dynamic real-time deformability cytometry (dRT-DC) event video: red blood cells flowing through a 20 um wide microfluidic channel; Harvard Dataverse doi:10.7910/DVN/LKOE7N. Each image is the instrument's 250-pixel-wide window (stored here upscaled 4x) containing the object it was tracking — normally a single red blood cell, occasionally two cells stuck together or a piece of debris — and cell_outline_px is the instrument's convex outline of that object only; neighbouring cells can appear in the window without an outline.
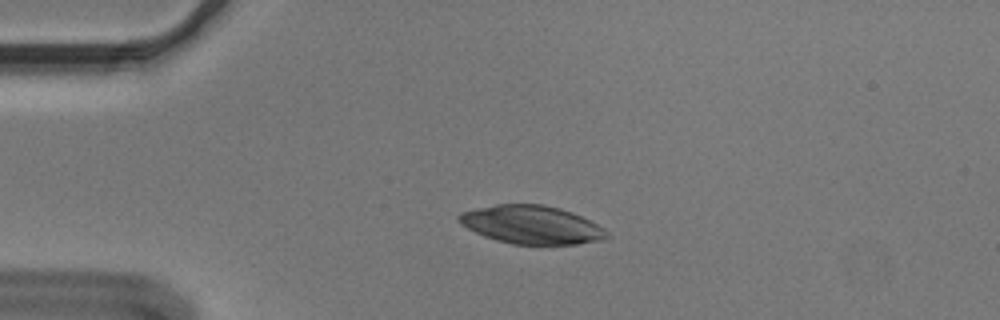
{"species": "Egyptian fruit bat (a non-hibernating species)", "species_latin": "Rousettus aegyptiacus", "temperature_condition": "cold", "stored_images_in_passage": 43, "camera_frame_rate_fps": 3000, "um_per_image_px": 0.085, "animal": {"sex": "male"}, "frame": {"image": 1, "passage_image": 1, "time_ms": 0.0, "image_size_px": [1000, 320], "cell_outline_px": [[612, 236], [600, 240], [576, 244], [512, 244], [496, 240], [484, 236], [460, 224], [456, 220], [456, 216], [460, 212], [496, 204], [544, 204], [560, 208], [572, 212], [604, 228]], "centroid_in_image_um": [45.16, 19.1], "position_along_channel_um": 39.8, "area_um2": 33.0}}
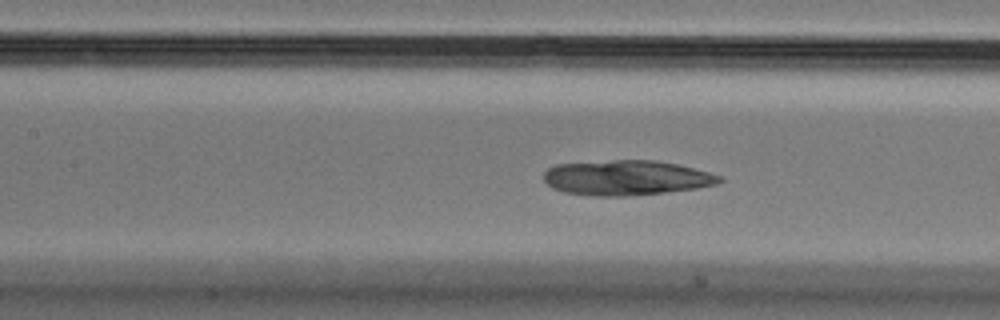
{"frame": {"image": 2, "passage_image": 13, "time_ms": 4.0, "image_size_px": [1000, 320], "cell_outline_px": [[724, 180], [716, 184], [696, 188], [664, 192], [628, 196], [592, 196], [564, 192], [552, 188], [544, 180], [544, 172], [548, 168], [556, 164], [612, 160], [656, 160], [676, 164], [708, 172], [720, 176]], "centroid_in_image_um": [53.2, 15.11], "position_along_channel_um": 154.2, "area_um2": 35.72}}
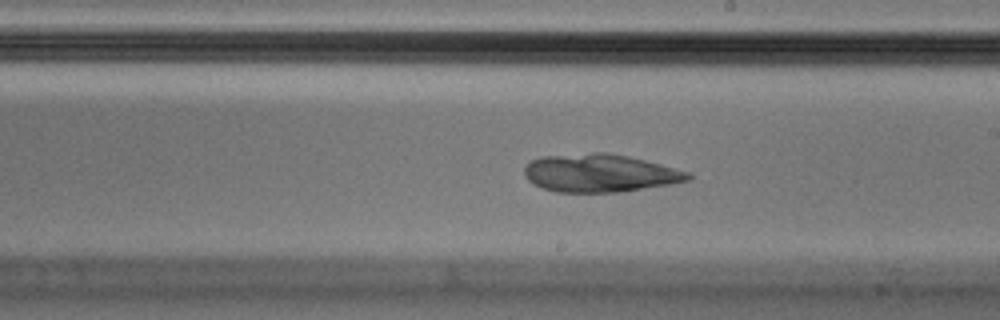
{"frame": {"image": 3, "passage_image": 20, "time_ms": 6.333, "image_size_px": [1000, 320], "cell_outline_px": [[692, 180], [620, 192], [556, 192], [532, 184], [524, 176], [524, 168], [532, 160], [540, 156], [592, 152], [608, 152], [628, 156], [692, 172]], "centroid_in_image_um": [50.99, 14.7], "position_along_channel_um": 238.0, "area_um2": 36.41}}